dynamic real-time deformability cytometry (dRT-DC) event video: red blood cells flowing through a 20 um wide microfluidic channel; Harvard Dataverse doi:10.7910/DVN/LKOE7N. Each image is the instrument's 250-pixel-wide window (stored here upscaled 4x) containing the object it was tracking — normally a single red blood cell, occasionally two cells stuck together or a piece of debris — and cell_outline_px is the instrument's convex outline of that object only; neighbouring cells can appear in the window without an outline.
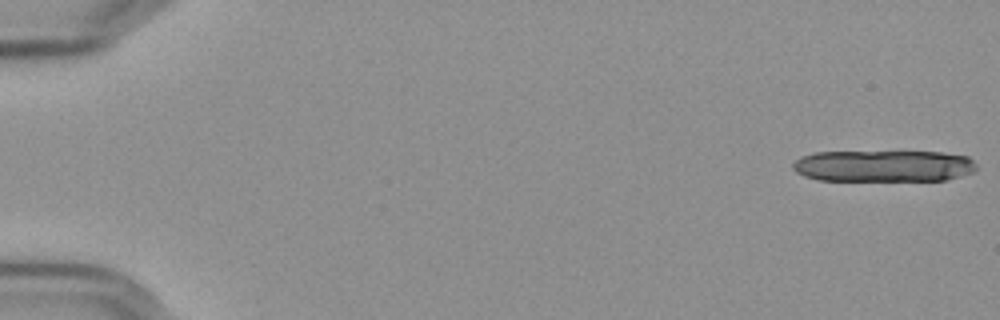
{"species": "Egyptian fruit bat (a non-hibernating species)", "species_latin": "Rousettus aegyptiacus", "temperature_condition": "cold", "stored_images_in_passage": 17, "camera_frame_rate_fps": 3000, "um_per_image_px": 0.085, "frame": {"image": 1, "passage_image": 1, "time_ms": 0.0, "image_size_px": [1000, 320], "cell_outline_px": [[976, 168], [972, 172], [960, 176], [944, 180], [820, 180], [804, 176], [796, 172], [792, 168], [792, 164], [800, 156], [816, 152], [944, 152], [968, 156], [976, 164]], "centroid_in_image_um": [75.09, 14.1], "position_along_channel_um": 9.9, "area_um2": 33.81}}